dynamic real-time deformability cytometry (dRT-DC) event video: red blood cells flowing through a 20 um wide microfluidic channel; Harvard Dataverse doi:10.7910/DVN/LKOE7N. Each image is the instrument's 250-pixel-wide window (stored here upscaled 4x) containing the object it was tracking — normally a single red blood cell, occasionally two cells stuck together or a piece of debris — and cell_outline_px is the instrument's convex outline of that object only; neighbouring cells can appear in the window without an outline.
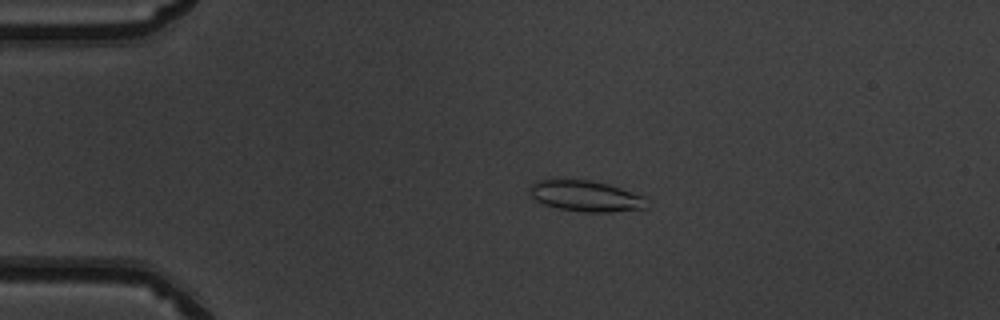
{"species": "common noctule bat (a hibernating species)", "species_latin": "Nyctalus noctula", "temperature_condition": "warm", "stored_images_in_passage": 52, "camera_frame_rate_fps": 3000, "um_per_image_px": 0.085, "animal": {"sex": "male", "body_mass_g": 19.5, "forearm_length_mm": 54.6}, "frame": {"image": 1, "passage_image": 12, "time_ms": 3.667, "image_size_px": [1000, 320], "cell_outline_px": [[648, 208], [608, 212], [584, 212], [560, 208], [544, 204], [536, 200], [532, 196], [528, 188], [528, 184], [536, 180], [552, 176], [588, 180], [608, 184], [644, 196]], "centroid_in_image_um": [49.68, 16.61], "position_along_channel_um": 35.3, "area_um2": 21.68}}
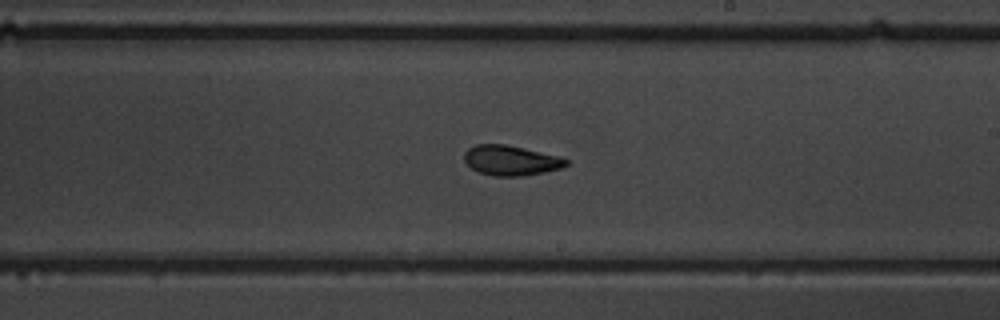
{"frame": {"image": 2, "passage_image": 31, "time_ms": 10.0, "image_size_px": [1000, 320], "cell_outline_px": [[568, 164], [560, 168], [544, 172], [524, 176], [492, 176], [480, 172], [472, 168], [464, 160], [464, 152], [468, 148], [476, 144], [504, 144], [524, 148], [560, 156], [568, 160]], "centroid_in_image_um": [43.42, 13.63], "position_along_channel_um": 245.6, "area_um2": 17.8}}
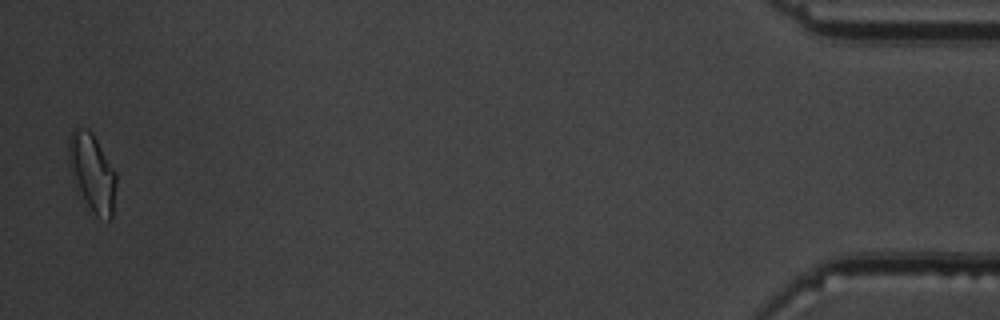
{"frame": {"image": 3, "passage_image": 51, "time_ms": 16.667, "image_size_px": [1000, 320], "cell_outline_px": [[116, 184], [112, 216], [108, 220], [96, 216], [88, 204], [68, 164], [68, 136], [76, 128], [84, 128], [92, 132], [116, 172]], "centroid_in_image_um": [7.86, 14.61], "position_along_channel_um": 427.3, "area_um2": 20.81}, "authors_computed_cell_mechanics": {"area_um2": 18.496, "velocity_mm_per_s": 4.0168, "shape_relaxation_time_tau1_ms": 3.9266, "shape_relaxation_time_tau2_ms": 1.4242, "deformation_change_tau1": 0.141, "deformation_change_tau2": 0.0718}}